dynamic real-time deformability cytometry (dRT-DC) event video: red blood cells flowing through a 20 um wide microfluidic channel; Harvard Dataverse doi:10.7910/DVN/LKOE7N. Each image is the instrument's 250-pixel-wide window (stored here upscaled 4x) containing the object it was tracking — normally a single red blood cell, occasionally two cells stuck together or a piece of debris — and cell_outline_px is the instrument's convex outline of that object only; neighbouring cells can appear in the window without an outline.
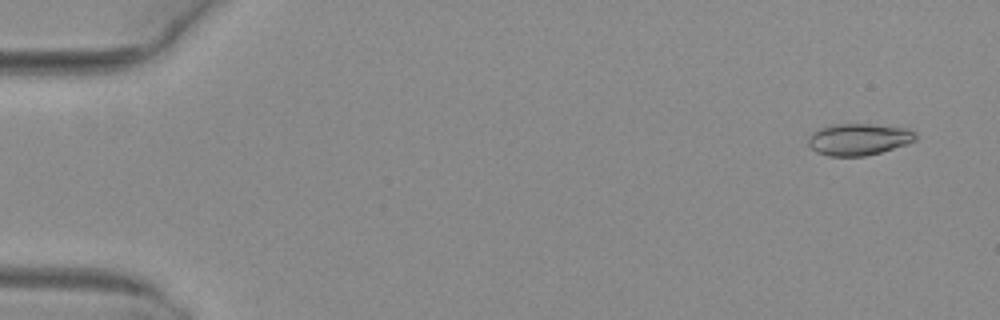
{"species": "common noctule bat (a hibernating species)", "species_latin": "Nyctalus noctula", "temperature_condition": "warm", "stored_images_in_passage": 52, "camera_frame_rate_fps": 3000, "um_per_image_px": 0.085, "animal": {"sex": "female", "body_mass_g": 29.2, "forearm_length_mm": 56.3}, "frame": {"image": 1, "passage_image": 3, "time_ms": 0.667, "image_size_px": [1000, 320], "cell_outline_px": [[916, 140], [880, 152], [864, 156], [828, 156], [816, 152], [808, 144], [808, 136], [812, 132], [820, 128], [832, 124], [872, 124], [908, 128], [916, 132]], "centroid_in_image_um": [72.96, 11.83], "position_along_channel_um": 12.0, "area_um2": 19.83}}
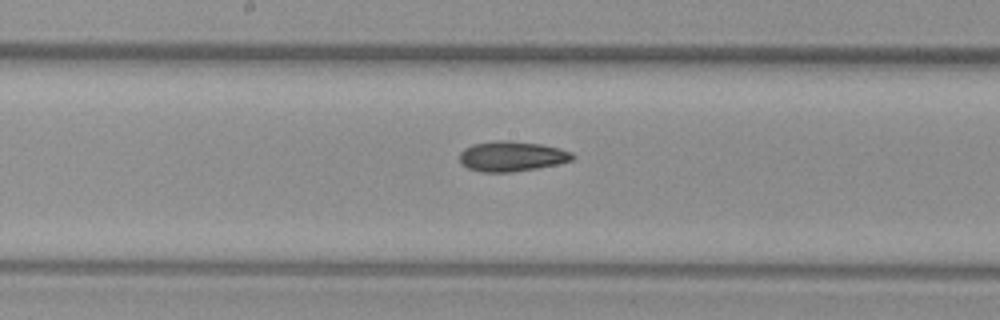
{"frame": {"image": 2, "passage_image": 28, "time_ms": 9.0, "image_size_px": [1000, 320], "cell_outline_px": [[576, 156], [572, 160], [556, 164], [536, 168], [512, 172], [480, 172], [468, 168], [460, 164], [460, 152], [464, 148], [472, 144], [496, 140], [508, 140], [540, 144], [560, 148], [572, 152]], "centroid_in_image_um": [43.48, 13.28], "position_along_channel_um": 204.7, "area_um2": 19.94}}
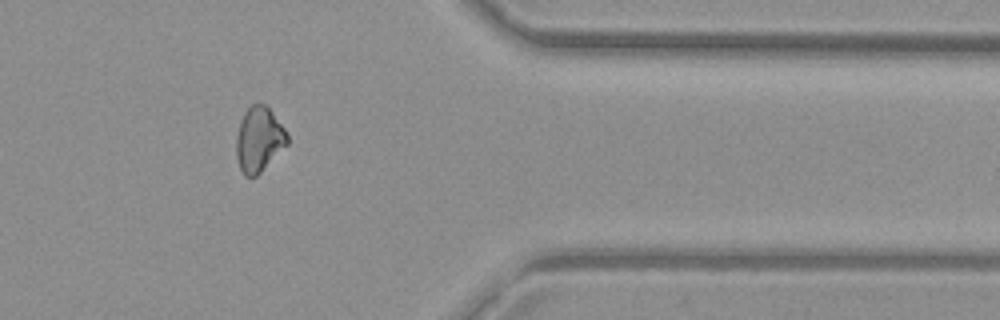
{"frame": {"image": 3, "passage_image": 43, "time_ms": 14.0, "image_size_px": [1000, 320], "cell_outline_px": [[288, 144], [256, 176], [244, 176], [240, 168], [236, 156], [236, 136], [240, 120], [244, 112], [252, 104], [264, 104], [272, 112], [284, 128], [288, 136]], "centroid_in_image_um": [21.99, 11.85], "position_along_channel_um": 389.4, "area_um2": 19.13}, "authors_computed_cell_mechanics": {"area_um2": 19.652, "velocity_mm_per_s": 4.0382, "shape_relaxation_time_tau1_ms": 4.7582, "shape_relaxation_time_tau2_ms": 9.3426, "deformation_change_tau1": 0.1455, "deformation_change_tau2": 0.193}}